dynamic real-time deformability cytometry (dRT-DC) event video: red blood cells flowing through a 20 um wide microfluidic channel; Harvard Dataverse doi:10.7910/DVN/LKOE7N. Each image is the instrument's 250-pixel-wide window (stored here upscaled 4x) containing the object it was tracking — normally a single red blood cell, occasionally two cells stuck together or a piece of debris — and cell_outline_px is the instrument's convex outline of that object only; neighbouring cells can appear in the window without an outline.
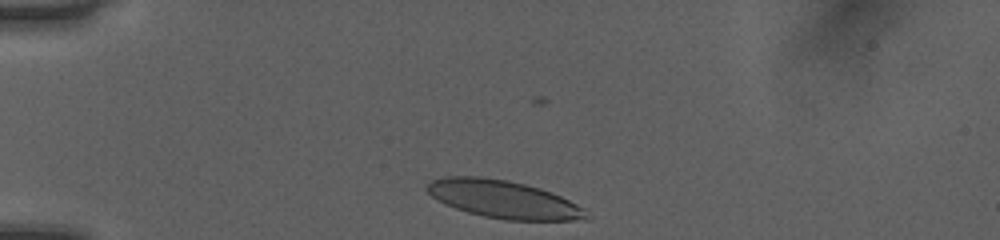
{"species": "human", "species_latin": "Homo sapiens", "temperature_condition": "room temperature", "stored_images_in_passage": 32, "camera_frame_rate_fps": 3000, "um_per_image_px": 0.085, "donor": {"sex": "female"}, "frame": {"image": 1, "passage_image": 1, "time_ms": 0.0, "image_size_px": [1000, 240], "cell_outline_px": [[592, 220], [504, 220], [484, 216], [468, 212], [444, 204], [436, 200], [424, 188], [432, 180], [444, 176], [480, 176], [508, 180], [540, 188], [560, 196], [584, 208]], "centroid_in_image_um": [42.79, 16.94], "position_along_channel_um": 42.2, "area_um2": 35.14}}
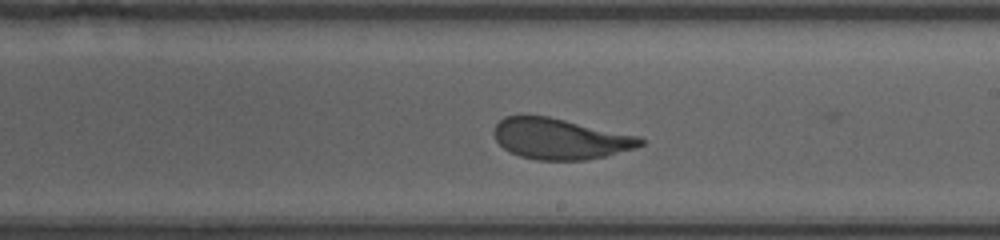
{"frame": {"image": 2, "passage_image": 19, "time_ms": 6.0, "image_size_px": [1000, 240], "cell_outline_px": [[644, 144], [636, 148], [604, 156], [584, 160], [536, 160], [520, 156], [508, 152], [496, 140], [492, 132], [492, 128], [504, 116], [548, 116], [640, 136], [644, 140]], "centroid_in_image_um": [47.59, 11.8], "position_along_channel_um": 241.4, "area_um2": 34.91}}
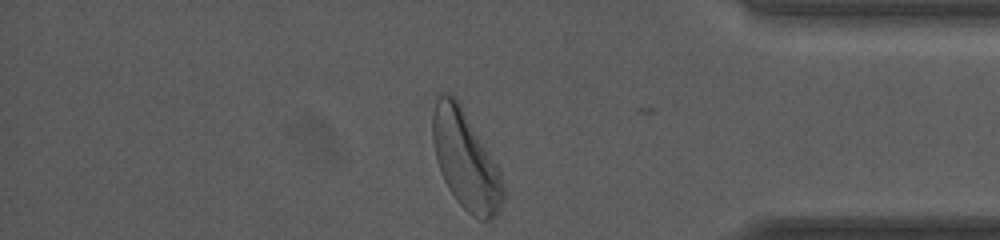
{"frame": {"image": 3, "passage_image": 32, "time_ms": 10.333, "image_size_px": [1000, 240], "cell_outline_px": [[504, 200], [492, 220], [480, 220], [472, 216], [456, 200], [448, 188], [440, 172], [436, 160], [432, 140], [432, 116], [436, 96], [440, 92], [448, 92], [460, 104], [500, 168], [504, 188]], "centroid_in_image_um": [39.57, 13.6], "position_along_channel_um": 395.6, "area_um2": 40.63}, "authors_computed_cell_mechanics": {"area_um2": 35.6048, "velocity_mm_per_s": 4.0106, "shape_relaxation_time_tau1_ms": 4.4524, "shape_relaxation_time_tau2_ms": 0.7009, "deformation_change_tau1": 0.1938, "deformation_change_tau2": 0.0869}}